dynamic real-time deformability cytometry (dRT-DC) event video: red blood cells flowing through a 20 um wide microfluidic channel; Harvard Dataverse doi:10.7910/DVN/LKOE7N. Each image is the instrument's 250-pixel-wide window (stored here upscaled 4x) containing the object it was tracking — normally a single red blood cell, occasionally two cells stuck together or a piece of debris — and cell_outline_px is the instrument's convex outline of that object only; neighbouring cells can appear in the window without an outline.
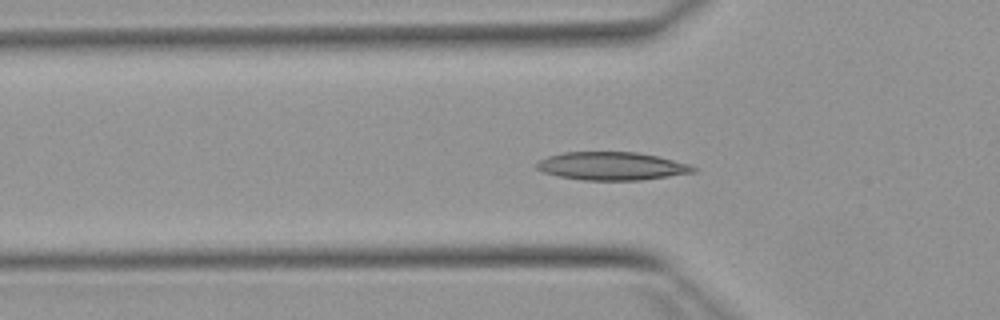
{"species": "Egyptian fruit bat (a non-hibernating species)", "species_latin": "Rousettus aegyptiacus", "temperature_condition": "warm", "stored_images_in_passage": 44, "camera_frame_rate_fps": 3000, "um_per_image_px": 0.085, "animal": {"sex": "female"}, "frame": {"image": 1, "passage_image": 14, "time_ms": 4.333, "image_size_px": [1000, 320], "cell_outline_px": [[696, 172], [640, 180], [580, 180], [560, 176], [544, 172], [536, 168], [536, 164], [540, 160], [548, 156], [564, 152], [636, 152], [656, 156], [688, 164], [696, 168]], "centroid_in_image_um": [51.98, 14.12], "position_along_channel_um": 73.8, "area_um2": 25.37}}
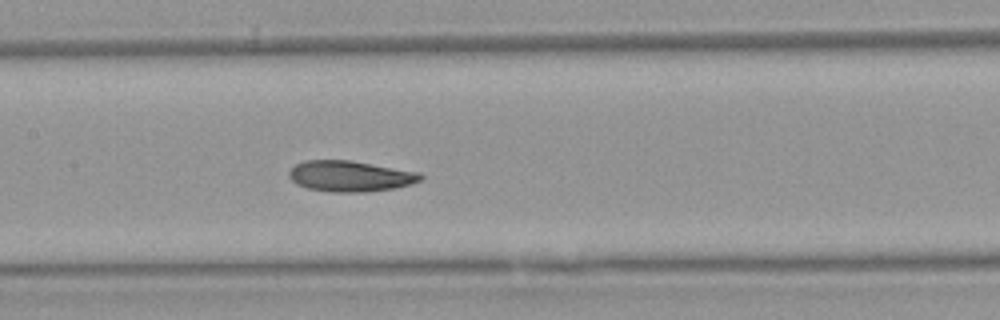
{"frame": {"image": 2, "passage_image": 22, "time_ms": 7.0, "image_size_px": [1000, 320], "cell_outline_px": [[424, 176], [420, 180], [412, 184], [392, 188], [364, 192], [332, 192], [308, 188], [296, 184], [288, 176], [288, 172], [296, 164], [308, 160], [348, 160], [420, 172]], "centroid_in_image_um": [29.76, 14.97], "position_along_channel_um": 177.6, "area_um2": 23.47}}
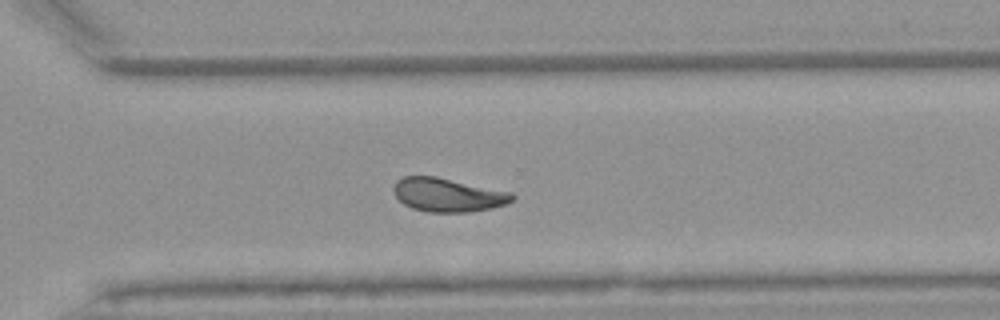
{"frame": {"image": 3, "passage_image": 34, "time_ms": 11.0, "image_size_px": [1000, 320], "cell_outline_px": [[516, 196], [508, 204], [492, 208], [468, 212], [428, 212], [412, 208], [404, 204], [392, 192], [392, 188], [396, 180], [404, 176], [436, 176], [512, 192]], "centroid_in_image_um": [38.07, 16.56], "position_along_channel_um": 332.5, "area_um2": 23.47}, "authors_computed_cell_mechanics": {"area_um2": 23.4957, "velocity_mm_per_s": 3.8837, "shape_relaxation_time_tau1_ms": 5.8898, "shape_relaxation_time_tau2_ms": 2.8186, "deformation_change_tau1": 0.1565, "deformation_change_tau2": 0.0921}}